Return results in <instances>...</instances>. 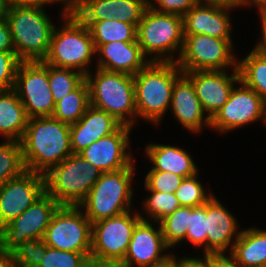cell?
Segmentation results:
<instances>
[{"label": "cell", "mask_w": 266, "mask_h": 267, "mask_svg": "<svg viewBox=\"0 0 266 267\" xmlns=\"http://www.w3.org/2000/svg\"><path fill=\"white\" fill-rule=\"evenodd\" d=\"M221 202L215 194L207 201V256L229 255L242 231L236 216Z\"/></svg>", "instance_id": "ffe728a7"}, {"label": "cell", "mask_w": 266, "mask_h": 267, "mask_svg": "<svg viewBox=\"0 0 266 267\" xmlns=\"http://www.w3.org/2000/svg\"><path fill=\"white\" fill-rule=\"evenodd\" d=\"M10 5L8 0H0V21L6 20L9 15Z\"/></svg>", "instance_id": "816d5d0a"}, {"label": "cell", "mask_w": 266, "mask_h": 267, "mask_svg": "<svg viewBox=\"0 0 266 267\" xmlns=\"http://www.w3.org/2000/svg\"><path fill=\"white\" fill-rule=\"evenodd\" d=\"M147 197L142 201L140 212L138 213L142 220L160 222L163 218L172 214L180 207L177 197L174 193L158 192L149 190L144 185ZM142 211V212H141Z\"/></svg>", "instance_id": "4dcf8cb0"}, {"label": "cell", "mask_w": 266, "mask_h": 267, "mask_svg": "<svg viewBox=\"0 0 266 267\" xmlns=\"http://www.w3.org/2000/svg\"><path fill=\"white\" fill-rule=\"evenodd\" d=\"M137 43L150 61L177 62L184 46L183 17L147 6L137 26Z\"/></svg>", "instance_id": "8992f818"}, {"label": "cell", "mask_w": 266, "mask_h": 267, "mask_svg": "<svg viewBox=\"0 0 266 267\" xmlns=\"http://www.w3.org/2000/svg\"><path fill=\"white\" fill-rule=\"evenodd\" d=\"M231 71V72H230ZM183 72L193 83L196 95L210 119L229 99L240 82L238 69Z\"/></svg>", "instance_id": "ac0fdd59"}, {"label": "cell", "mask_w": 266, "mask_h": 267, "mask_svg": "<svg viewBox=\"0 0 266 267\" xmlns=\"http://www.w3.org/2000/svg\"><path fill=\"white\" fill-rule=\"evenodd\" d=\"M196 173L194 176L184 178L174 192L180 206L197 207L204 205L214 194L213 191L204 187ZM206 189V190H205ZM208 190V191H207Z\"/></svg>", "instance_id": "e575fe53"}, {"label": "cell", "mask_w": 266, "mask_h": 267, "mask_svg": "<svg viewBox=\"0 0 266 267\" xmlns=\"http://www.w3.org/2000/svg\"><path fill=\"white\" fill-rule=\"evenodd\" d=\"M89 106V87L84 80L75 90L55 104L51 117L71 125L79 121Z\"/></svg>", "instance_id": "f1b7e54d"}, {"label": "cell", "mask_w": 266, "mask_h": 267, "mask_svg": "<svg viewBox=\"0 0 266 267\" xmlns=\"http://www.w3.org/2000/svg\"><path fill=\"white\" fill-rule=\"evenodd\" d=\"M240 80L266 101V56L254 49L238 58Z\"/></svg>", "instance_id": "f546056e"}, {"label": "cell", "mask_w": 266, "mask_h": 267, "mask_svg": "<svg viewBox=\"0 0 266 267\" xmlns=\"http://www.w3.org/2000/svg\"><path fill=\"white\" fill-rule=\"evenodd\" d=\"M237 8H251L254 7L256 10H266V0H236Z\"/></svg>", "instance_id": "bcb514c9"}, {"label": "cell", "mask_w": 266, "mask_h": 267, "mask_svg": "<svg viewBox=\"0 0 266 267\" xmlns=\"http://www.w3.org/2000/svg\"><path fill=\"white\" fill-rule=\"evenodd\" d=\"M185 241L190 242L195 249L203 248L202 256H207V202L190 207V222Z\"/></svg>", "instance_id": "d590c367"}, {"label": "cell", "mask_w": 266, "mask_h": 267, "mask_svg": "<svg viewBox=\"0 0 266 267\" xmlns=\"http://www.w3.org/2000/svg\"><path fill=\"white\" fill-rule=\"evenodd\" d=\"M59 206L45 192L25 212L0 229V250L11 253L27 239H42Z\"/></svg>", "instance_id": "5bb4252c"}, {"label": "cell", "mask_w": 266, "mask_h": 267, "mask_svg": "<svg viewBox=\"0 0 266 267\" xmlns=\"http://www.w3.org/2000/svg\"><path fill=\"white\" fill-rule=\"evenodd\" d=\"M10 7H23V6H30V7H40L45 8L46 6H51L53 4L61 3V12L59 14L64 16L71 12V0H8ZM49 4V5H48Z\"/></svg>", "instance_id": "b9f144b4"}, {"label": "cell", "mask_w": 266, "mask_h": 267, "mask_svg": "<svg viewBox=\"0 0 266 267\" xmlns=\"http://www.w3.org/2000/svg\"><path fill=\"white\" fill-rule=\"evenodd\" d=\"M258 17L260 21V35L258 37V41L255 43L253 49L264 56H266V10H258Z\"/></svg>", "instance_id": "ee69618b"}, {"label": "cell", "mask_w": 266, "mask_h": 267, "mask_svg": "<svg viewBox=\"0 0 266 267\" xmlns=\"http://www.w3.org/2000/svg\"><path fill=\"white\" fill-rule=\"evenodd\" d=\"M96 68L134 76L150 60L143 54L137 42L113 41L95 50Z\"/></svg>", "instance_id": "603a6c76"}, {"label": "cell", "mask_w": 266, "mask_h": 267, "mask_svg": "<svg viewBox=\"0 0 266 267\" xmlns=\"http://www.w3.org/2000/svg\"><path fill=\"white\" fill-rule=\"evenodd\" d=\"M196 4L195 0H148V6L156 11L182 17Z\"/></svg>", "instance_id": "60d3db41"}, {"label": "cell", "mask_w": 266, "mask_h": 267, "mask_svg": "<svg viewBox=\"0 0 266 267\" xmlns=\"http://www.w3.org/2000/svg\"><path fill=\"white\" fill-rule=\"evenodd\" d=\"M42 241L49 247L85 254L90 259L92 223L79 206L60 205Z\"/></svg>", "instance_id": "8fae6325"}, {"label": "cell", "mask_w": 266, "mask_h": 267, "mask_svg": "<svg viewBox=\"0 0 266 267\" xmlns=\"http://www.w3.org/2000/svg\"><path fill=\"white\" fill-rule=\"evenodd\" d=\"M55 26L44 63L70 68L86 75L95 60V47L89 28L71 11ZM63 22V23H62ZM93 60V61H92Z\"/></svg>", "instance_id": "5b68a950"}, {"label": "cell", "mask_w": 266, "mask_h": 267, "mask_svg": "<svg viewBox=\"0 0 266 267\" xmlns=\"http://www.w3.org/2000/svg\"><path fill=\"white\" fill-rule=\"evenodd\" d=\"M183 74L176 62L150 61L134 78L137 122L160 126L170 110L172 90Z\"/></svg>", "instance_id": "7a4b0ae2"}, {"label": "cell", "mask_w": 266, "mask_h": 267, "mask_svg": "<svg viewBox=\"0 0 266 267\" xmlns=\"http://www.w3.org/2000/svg\"><path fill=\"white\" fill-rule=\"evenodd\" d=\"M235 49L233 39L184 35V46L176 63L183 72L238 69Z\"/></svg>", "instance_id": "30bf717a"}, {"label": "cell", "mask_w": 266, "mask_h": 267, "mask_svg": "<svg viewBox=\"0 0 266 267\" xmlns=\"http://www.w3.org/2000/svg\"><path fill=\"white\" fill-rule=\"evenodd\" d=\"M0 267H18L11 253L0 250Z\"/></svg>", "instance_id": "f907efd6"}, {"label": "cell", "mask_w": 266, "mask_h": 267, "mask_svg": "<svg viewBox=\"0 0 266 267\" xmlns=\"http://www.w3.org/2000/svg\"><path fill=\"white\" fill-rule=\"evenodd\" d=\"M21 61L15 52H0V92L12 90Z\"/></svg>", "instance_id": "ab89813d"}, {"label": "cell", "mask_w": 266, "mask_h": 267, "mask_svg": "<svg viewBox=\"0 0 266 267\" xmlns=\"http://www.w3.org/2000/svg\"><path fill=\"white\" fill-rule=\"evenodd\" d=\"M144 185L152 191L174 193L180 186L182 176L163 171H147L144 176Z\"/></svg>", "instance_id": "f35d334b"}, {"label": "cell", "mask_w": 266, "mask_h": 267, "mask_svg": "<svg viewBox=\"0 0 266 267\" xmlns=\"http://www.w3.org/2000/svg\"><path fill=\"white\" fill-rule=\"evenodd\" d=\"M189 222L190 207L185 206H180L159 222L165 243L173 252L175 247L177 249V246H180L185 241Z\"/></svg>", "instance_id": "d6a6232c"}, {"label": "cell", "mask_w": 266, "mask_h": 267, "mask_svg": "<svg viewBox=\"0 0 266 267\" xmlns=\"http://www.w3.org/2000/svg\"><path fill=\"white\" fill-rule=\"evenodd\" d=\"M0 52H14V45L7 20L0 21Z\"/></svg>", "instance_id": "7bdbcfd3"}, {"label": "cell", "mask_w": 266, "mask_h": 267, "mask_svg": "<svg viewBox=\"0 0 266 267\" xmlns=\"http://www.w3.org/2000/svg\"><path fill=\"white\" fill-rule=\"evenodd\" d=\"M132 129L121 125L114 133L94 141L78 154L102 172H114L129 167L136 161L130 148Z\"/></svg>", "instance_id": "e0dca14e"}, {"label": "cell", "mask_w": 266, "mask_h": 267, "mask_svg": "<svg viewBox=\"0 0 266 267\" xmlns=\"http://www.w3.org/2000/svg\"><path fill=\"white\" fill-rule=\"evenodd\" d=\"M85 75L90 105L112 115L122 125L136 126L134 78L125 73L93 67ZM95 73V74H94Z\"/></svg>", "instance_id": "277c9868"}, {"label": "cell", "mask_w": 266, "mask_h": 267, "mask_svg": "<svg viewBox=\"0 0 266 267\" xmlns=\"http://www.w3.org/2000/svg\"><path fill=\"white\" fill-rule=\"evenodd\" d=\"M121 125L112 115L90 105L79 121L70 125L72 153H79L94 141L114 133Z\"/></svg>", "instance_id": "cb8c5ba5"}, {"label": "cell", "mask_w": 266, "mask_h": 267, "mask_svg": "<svg viewBox=\"0 0 266 267\" xmlns=\"http://www.w3.org/2000/svg\"><path fill=\"white\" fill-rule=\"evenodd\" d=\"M229 256L240 267L266 266V229H242Z\"/></svg>", "instance_id": "484cf974"}, {"label": "cell", "mask_w": 266, "mask_h": 267, "mask_svg": "<svg viewBox=\"0 0 266 267\" xmlns=\"http://www.w3.org/2000/svg\"><path fill=\"white\" fill-rule=\"evenodd\" d=\"M187 256H183V267H213V256Z\"/></svg>", "instance_id": "f6af8a7d"}, {"label": "cell", "mask_w": 266, "mask_h": 267, "mask_svg": "<svg viewBox=\"0 0 266 267\" xmlns=\"http://www.w3.org/2000/svg\"><path fill=\"white\" fill-rule=\"evenodd\" d=\"M28 116L17 93L12 89L0 92V135L3 139L21 141Z\"/></svg>", "instance_id": "4316f807"}, {"label": "cell", "mask_w": 266, "mask_h": 267, "mask_svg": "<svg viewBox=\"0 0 266 267\" xmlns=\"http://www.w3.org/2000/svg\"><path fill=\"white\" fill-rule=\"evenodd\" d=\"M45 192V176L28 170L1 185L0 229L25 212Z\"/></svg>", "instance_id": "2e32d148"}, {"label": "cell", "mask_w": 266, "mask_h": 267, "mask_svg": "<svg viewBox=\"0 0 266 267\" xmlns=\"http://www.w3.org/2000/svg\"><path fill=\"white\" fill-rule=\"evenodd\" d=\"M213 267H240L229 255L213 256Z\"/></svg>", "instance_id": "c3c4849f"}, {"label": "cell", "mask_w": 266, "mask_h": 267, "mask_svg": "<svg viewBox=\"0 0 266 267\" xmlns=\"http://www.w3.org/2000/svg\"><path fill=\"white\" fill-rule=\"evenodd\" d=\"M91 33L95 50L113 41L137 42V27L118 19L82 21Z\"/></svg>", "instance_id": "83f0119b"}, {"label": "cell", "mask_w": 266, "mask_h": 267, "mask_svg": "<svg viewBox=\"0 0 266 267\" xmlns=\"http://www.w3.org/2000/svg\"><path fill=\"white\" fill-rule=\"evenodd\" d=\"M174 253L165 243L160 224L141 219L133 230L124 260L119 266L152 267L164 262Z\"/></svg>", "instance_id": "9a60e30c"}, {"label": "cell", "mask_w": 266, "mask_h": 267, "mask_svg": "<svg viewBox=\"0 0 266 267\" xmlns=\"http://www.w3.org/2000/svg\"><path fill=\"white\" fill-rule=\"evenodd\" d=\"M170 111L181 127L192 134H201L203 129L210 128L211 119L205 113L192 81L184 73L174 84Z\"/></svg>", "instance_id": "44dd1931"}, {"label": "cell", "mask_w": 266, "mask_h": 267, "mask_svg": "<svg viewBox=\"0 0 266 267\" xmlns=\"http://www.w3.org/2000/svg\"><path fill=\"white\" fill-rule=\"evenodd\" d=\"M200 5H215L225 8H237L236 0H195Z\"/></svg>", "instance_id": "7dc6e473"}, {"label": "cell", "mask_w": 266, "mask_h": 267, "mask_svg": "<svg viewBox=\"0 0 266 267\" xmlns=\"http://www.w3.org/2000/svg\"><path fill=\"white\" fill-rule=\"evenodd\" d=\"M20 142L26 170L43 175L72 154L70 125L53 117L30 118Z\"/></svg>", "instance_id": "6da1fadb"}, {"label": "cell", "mask_w": 266, "mask_h": 267, "mask_svg": "<svg viewBox=\"0 0 266 267\" xmlns=\"http://www.w3.org/2000/svg\"><path fill=\"white\" fill-rule=\"evenodd\" d=\"M39 267H93L91 260L83 253L63 251L47 246Z\"/></svg>", "instance_id": "74e56055"}, {"label": "cell", "mask_w": 266, "mask_h": 267, "mask_svg": "<svg viewBox=\"0 0 266 267\" xmlns=\"http://www.w3.org/2000/svg\"><path fill=\"white\" fill-rule=\"evenodd\" d=\"M257 121L266 125V101L240 80L211 119L210 129L223 135Z\"/></svg>", "instance_id": "4fadbf2b"}, {"label": "cell", "mask_w": 266, "mask_h": 267, "mask_svg": "<svg viewBox=\"0 0 266 267\" xmlns=\"http://www.w3.org/2000/svg\"><path fill=\"white\" fill-rule=\"evenodd\" d=\"M140 220L138 209H132L92 223V266L119 265L124 260L133 230Z\"/></svg>", "instance_id": "9c48e42d"}, {"label": "cell", "mask_w": 266, "mask_h": 267, "mask_svg": "<svg viewBox=\"0 0 266 267\" xmlns=\"http://www.w3.org/2000/svg\"><path fill=\"white\" fill-rule=\"evenodd\" d=\"M144 150L145 157L152 164L148 171L170 172L187 178L200 170L190 152L181 146L153 142L146 144Z\"/></svg>", "instance_id": "d4e9b609"}, {"label": "cell", "mask_w": 266, "mask_h": 267, "mask_svg": "<svg viewBox=\"0 0 266 267\" xmlns=\"http://www.w3.org/2000/svg\"><path fill=\"white\" fill-rule=\"evenodd\" d=\"M40 7H10L7 21L14 52L21 62L44 61L48 55L55 23Z\"/></svg>", "instance_id": "52a82bcc"}, {"label": "cell", "mask_w": 266, "mask_h": 267, "mask_svg": "<svg viewBox=\"0 0 266 267\" xmlns=\"http://www.w3.org/2000/svg\"><path fill=\"white\" fill-rule=\"evenodd\" d=\"M152 267H183V257H179V255L177 256L174 253L164 262L154 265Z\"/></svg>", "instance_id": "681fc988"}, {"label": "cell", "mask_w": 266, "mask_h": 267, "mask_svg": "<svg viewBox=\"0 0 266 267\" xmlns=\"http://www.w3.org/2000/svg\"><path fill=\"white\" fill-rule=\"evenodd\" d=\"M47 245L42 239H27L12 252L18 267H39L43 261Z\"/></svg>", "instance_id": "8d00e7d4"}, {"label": "cell", "mask_w": 266, "mask_h": 267, "mask_svg": "<svg viewBox=\"0 0 266 267\" xmlns=\"http://www.w3.org/2000/svg\"><path fill=\"white\" fill-rule=\"evenodd\" d=\"M148 0H71V11L81 21L118 19L136 27Z\"/></svg>", "instance_id": "d6986e66"}, {"label": "cell", "mask_w": 266, "mask_h": 267, "mask_svg": "<svg viewBox=\"0 0 266 267\" xmlns=\"http://www.w3.org/2000/svg\"><path fill=\"white\" fill-rule=\"evenodd\" d=\"M98 267H121L119 265H102V266H98Z\"/></svg>", "instance_id": "f5cc1de1"}, {"label": "cell", "mask_w": 266, "mask_h": 267, "mask_svg": "<svg viewBox=\"0 0 266 267\" xmlns=\"http://www.w3.org/2000/svg\"><path fill=\"white\" fill-rule=\"evenodd\" d=\"M134 161L129 167L102 172L85 199L78 205L96 223L134 209V178L138 176ZM134 177V178H133Z\"/></svg>", "instance_id": "3957f363"}, {"label": "cell", "mask_w": 266, "mask_h": 267, "mask_svg": "<svg viewBox=\"0 0 266 267\" xmlns=\"http://www.w3.org/2000/svg\"><path fill=\"white\" fill-rule=\"evenodd\" d=\"M101 174L99 168L78 153H72L44 174L45 189L60 205L78 206Z\"/></svg>", "instance_id": "ba28073f"}, {"label": "cell", "mask_w": 266, "mask_h": 267, "mask_svg": "<svg viewBox=\"0 0 266 267\" xmlns=\"http://www.w3.org/2000/svg\"><path fill=\"white\" fill-rule=\"evenodd\" d=\"M215 5L196 4L183 16L184 35L203 34L219 39H232L230 11Z\"/></svg>", "instance_id": "7402d4cb"}, {"label": "cell", "mask_w": 266, "mask_h": 267, "mask_svg": "<svg viewBox=\"0 0 266 267\" xmlns=\"http://www.w3.org/2000/svg\"><path fill=\"white\" fill-rule=\"evenodd\" d=\"M84 80L85 75L77 70L49 65V87L55 104Z\"/></svg>", "instance_id": "836d02e7"}, {"label": "cell", "mask_w": 266, "mask_h": 267, "mask_svg": "<svg viewBox=\"0 0 266 267\" xmlns=\"http://www.w3.org/2000/svg\"><path fill=\"white\" fill-rule=\"evenodd\" d=\"M0 143V186L26 171L21 142L4 139Z\"/></svg>", "instance_id": "1f68e13d"}, {"label": "cell", "mask_w": 266, "mask_h": 267, "mask_svg": "<svg viewBox=\"0 0 266 267\" xmlns=\"http://www.w3.org/2000/svg\"><path fill=\"white\" fill-rule=\"evenodd\" d=\"M13 90L22 102L28 118L51 117L55 101L49 87V65L43 61L21 62Z\"/></svg>", "instance_id": "7c38bea8"}]
</instances>
